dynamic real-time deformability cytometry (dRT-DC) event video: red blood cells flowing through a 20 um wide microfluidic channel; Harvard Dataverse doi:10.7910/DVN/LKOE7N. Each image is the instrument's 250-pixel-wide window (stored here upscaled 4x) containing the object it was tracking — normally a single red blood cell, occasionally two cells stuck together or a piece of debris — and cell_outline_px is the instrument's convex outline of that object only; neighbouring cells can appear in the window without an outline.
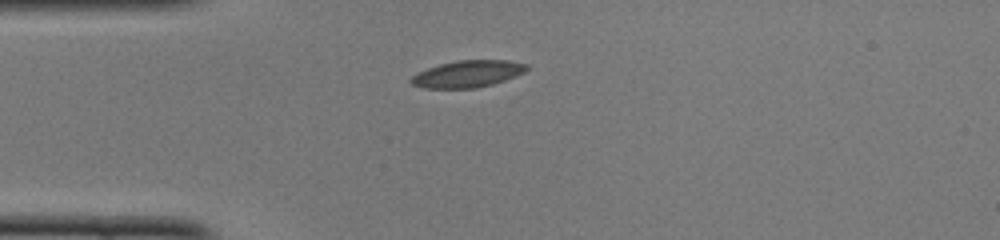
{"species": "common noctule bat (a hibernating species)", "species_latin": "Nyctalus noctula", "temperature_condition": "cold", "stored_images_in_passage": 38, "camera_frame_rate_fps": 3000, "um_per_image_px": 0.085, "animal": {"sex": "female", "body_mass_g": 22.0, "forearm_length_mm": 56.7}, "frame": {"image": 1, "passage_image": 1, "time_ms": 0.0, "image_size_px": [1000, 240], "cell_outline_px": [[528, 68], [524, 72], [516, 76], [492, 84], [476, 88], [424, 88], [412, 84], [408, 80], [412, 76], [428, 68], [440, 64], [456, 60], [508, 60], [528, 64]], "centroid_in_image_um": [39.76, 6.28], "position_along_channel_um": 45.2, "area_um2": 18.03}}
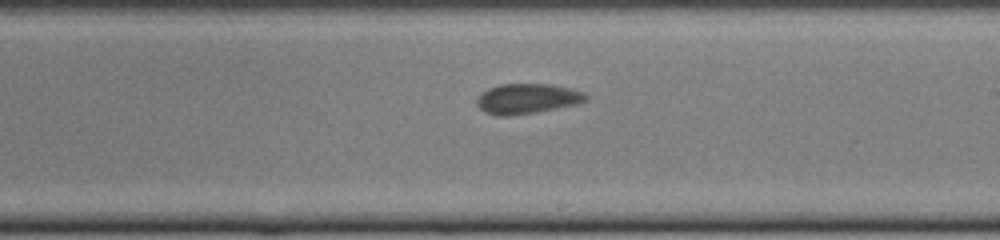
{"frame": {"image": 2, "passage_image": 17, "time_ms": 5.333, "image_size_px": [1000, 240], "cell_outline_px": [[588, 100], [576, 104], [536, 112], [508, 116], [496, 116], [484, 112], [476, 104], [476, 100], [488, 88], [500, 84], [552, 84], [584, 92], [588, 96]], "centroid_in_image_um": [44.81, 8.39], "position_along_channel_um": 244.2, "area_um2": 19.07}}
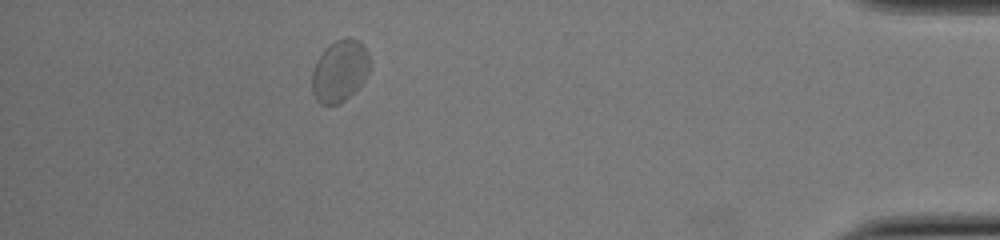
{"frame": {"image": 3, "passage_image": 33, "time_ms": 10.667, "image_size_px": [1000, 240], "cell_outline_px": [[368, 72], [364, 80], [344, 100], [336, 104], [320, 104], [316, 100], [312, 92], [312, 72], [316, 60], [324, 48], [336, 40], [344, 36], [348, 36], [360, 40], [364, 44], [368, 52]], "centroid_in_image_um": [28.86, 5.97], "position_along_channel_um": 406.3, "area_um2": 20.87}, "authors_computed_cell_mechanics": {"area_um2": 19.0451, "velocity_mm_per_s": 4.0072, "shape_relaxation_time_tau1_ms": 11.1634, "shape_relaxation_time_tau2_ms": 1.9841, "deformation_change_tau1": 0.1541, "deformation_change_tau2": 0.072}}